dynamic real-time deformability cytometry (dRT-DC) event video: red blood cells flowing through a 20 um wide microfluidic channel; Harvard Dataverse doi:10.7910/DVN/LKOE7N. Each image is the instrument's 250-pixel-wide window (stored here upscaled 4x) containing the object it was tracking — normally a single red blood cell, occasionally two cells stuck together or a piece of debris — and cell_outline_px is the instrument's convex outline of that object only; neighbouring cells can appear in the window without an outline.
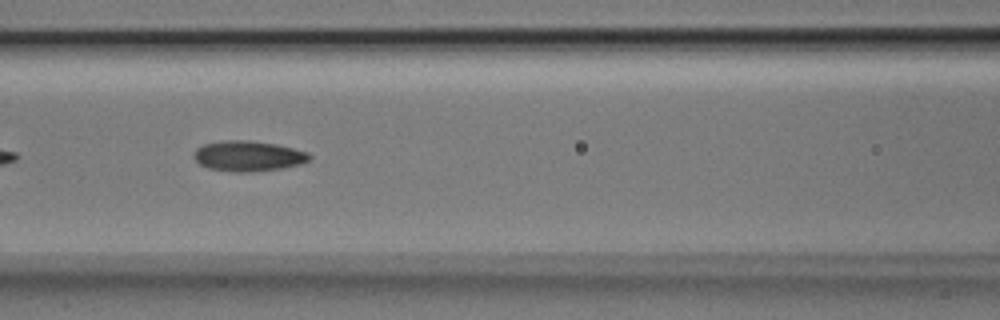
{"species": "Egyptian fruit bat (a non-hibernating species)", "species_latin": "Rousettus aegyptiacus", "temperature_condition": "room temperature", "stored_images_in_passage": 18, "camera_frame_rate_fps": 3000, "um_per_image_px": 0.085, "animal": {"sex": "male"}, "frame": {"image": 1, "passage_image": 8, "time_ms": 2.333, "image_size_px": [1000, 320], "cell_outline_px": [[312, 156], [308, 160], [300, 164], [280, 168], [248, 172], [236, 172], [208, 168], [200, 164], [192, 156], [196, 148], [204, 144], [224, 140], [248, 140], [276, 144], [308, 152]], "centroid_in_image_um": [21.07, 13.25], "position_along_channel_um": 145.5, "area_um2": 20.35}}
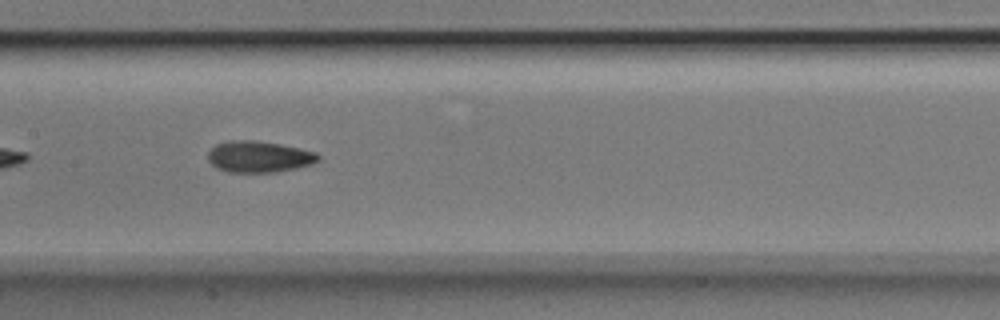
{"frame": {"image": 2, "passage_image": 11, "time_ms": 3.333, "image_size_px": [1000, 320], "cell_outline_px": [[320, 160], [312, 164], [296, 168], [272, 172], [228, 172], [216, 168], [208, 160], [208, 152], [216, 144], [228, 140], [256, 140], [280, 144], [300, 148], [316, 152], [320, 156]], "centroid_in_image_um": [22.01, 13.31], "position_along_channel_um": 185.4, "area_um2": 20.23}}